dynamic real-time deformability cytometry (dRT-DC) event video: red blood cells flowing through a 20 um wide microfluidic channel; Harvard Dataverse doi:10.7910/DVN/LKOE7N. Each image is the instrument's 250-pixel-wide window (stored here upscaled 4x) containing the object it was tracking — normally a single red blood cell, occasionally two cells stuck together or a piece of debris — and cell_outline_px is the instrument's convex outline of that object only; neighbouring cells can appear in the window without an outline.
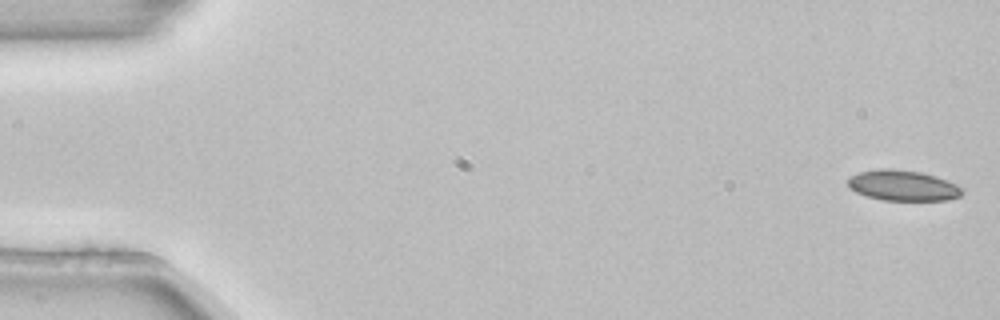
{"species": "common noctule bat (a hibernating species)", "species_latin": "Nyctalus noctula", "temperature_condition": "room temperature", "stored_images_in_passage": 5, "camera_frame_rate_fps": 3000, "um_per_image_px": 0.085, "animal": {"sex": "female", "body_mass_g": 22.7, "forearm_length_mm": 54.2}, "frame": {"image": 1, "passage_image": 1, "time_ms": 0.0, "image_size_px": [1000, 320], "cell_outline_px": [[964, 192], [960, 196], [948, 200], [884, 200], [868, 196], [856, 192], [848, 188], [848, 180], [852, 176], [860, 172], [880, 168], [888, 168], [920, 172], [936, 176], [956, 184], [964, 188]], "centroid_in_image_um": [76.77, 15.77], "position_along_channel_um": 8.2, "area_um2": 20.29}}
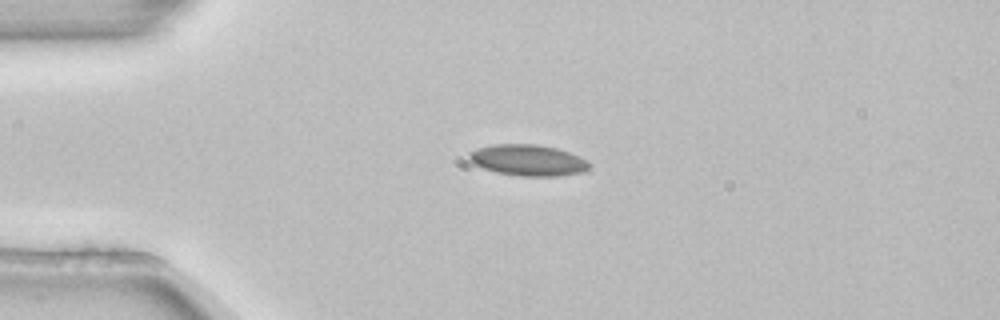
{"frame": {"image": 2, "passage_image": 4, "time_ms": 1.0, "image_size_px": [1000, 320], "cell_outline_px": [[588, 168], [580, 172], [556, 176], [524, 176], [496, 172], [472, 164], [468, 160], [468, 152], [476, 148], [492, 144], [536, 144], [556, 148], [580, 156], [588, 164]], "centroid_in_image_um": [44.78, 13.6], "position_along_channel_um": 40.2, "area_um2": 21.68}}